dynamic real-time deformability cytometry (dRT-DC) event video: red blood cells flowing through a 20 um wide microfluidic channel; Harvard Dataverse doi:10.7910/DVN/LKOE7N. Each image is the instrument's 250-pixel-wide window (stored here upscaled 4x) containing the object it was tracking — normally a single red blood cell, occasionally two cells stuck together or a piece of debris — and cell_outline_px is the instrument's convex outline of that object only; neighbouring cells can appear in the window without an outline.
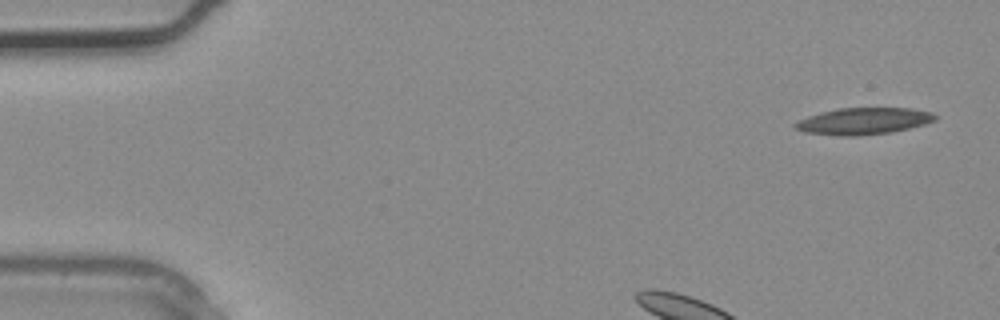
{"species": "common noctule bat (a hibernating species)", "species_latin": "Nyctalus noctula", "temperature_condition": "warm", "stored_images_in_passage": 3, "camera_frame_rate_fps": 3000, "um_per_image_px": 0.085, "animal": {"sex": "male", "body_mass_g": 20.4}, "frame": {"image": 1, "passage_image": 1, "time_ms": 0.0, "image_size_px": [1000, 320], "cell_outline_px": [[936, 120], [924, 124], [892, 132], [856, 136], [840, 136], [804, 132], [796, 128], [792, 124], [808, 116], [820, 112], [840, 108], [912, 108], [932, 112], [936, 116]], "centroid_in_image_um": [73.4, 10.29], "position_along_channel_um": 11.6, "area_um2": 21.73}}